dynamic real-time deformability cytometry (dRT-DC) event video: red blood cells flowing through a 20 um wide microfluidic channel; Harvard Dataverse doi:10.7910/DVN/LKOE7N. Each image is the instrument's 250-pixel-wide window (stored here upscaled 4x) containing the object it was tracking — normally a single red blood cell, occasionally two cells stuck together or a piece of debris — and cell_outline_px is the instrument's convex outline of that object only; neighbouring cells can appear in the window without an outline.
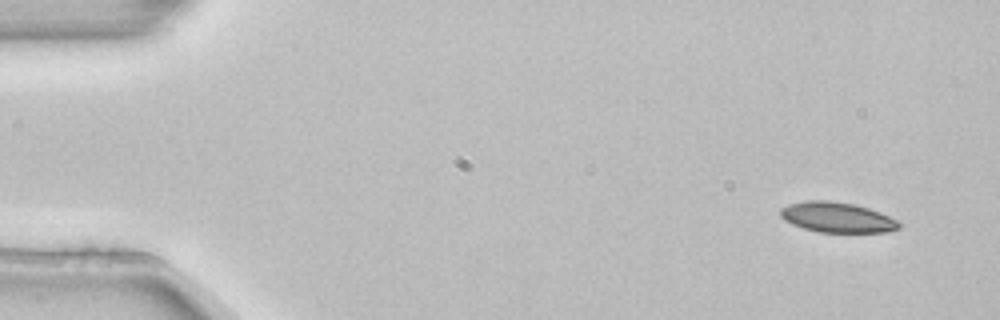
{"species": "common noctule bat (a hibernating species)", "species_latin": "Nyctalus noctula", "temperature_condition": "room temperature", "stored_images_in_passage": 4, "camera_frame_rate_fps": 3000, "um_per_image_px": 0.085, "animal": {"sex": "female", "body_mass_g": 22.7, "forearm_length_mm": 54.2}, "frame": {"image": 1, "passage_image": 1, "time_ms": 0.0, "image_size_px": [1000, 320], "cell_outline_px": [[900, 228], [888, 232], [820, 232], [804, 228], [792, 224], [784, 220], [780, 216], [780, 208], [788, 204], [804, 200], [824, 200], [852, 204], [868, 208], [880, 212], [896, 220], [900, 224]], "centroid_in_image_um": [71.12, 18.47], "position_along_channel_um": 13.9, "area_um2": 20.81}}
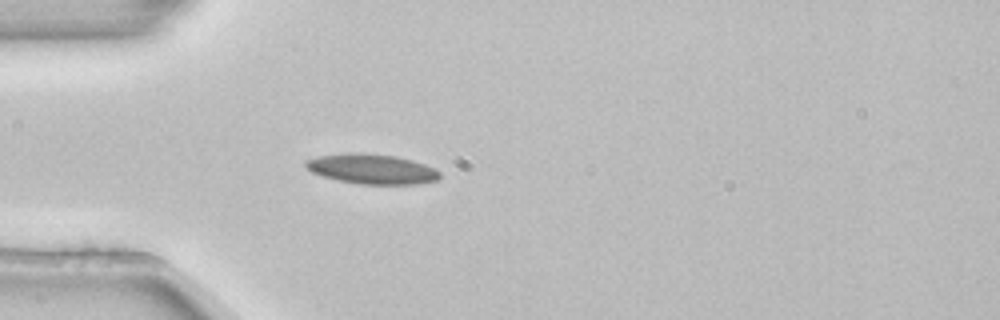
{"frame": {"image": 2, "passage_image": 4, "time_ms": 1.0, "image_size_px": [1000, 320], "cell_outline_px": [[440, 176], [436, 180], [416, 184], [360, 184], [336, 180], [312, 172], [304, 164], [304, 160], [320, 156], [348, 152], [360, 152], [396, 156], [412, 160], [436, 168], [440, 172]], "centroid_in_image_um": [31.6, 14.35], "position_along_channel_um": 53.4, "area_um2": 23.41}}